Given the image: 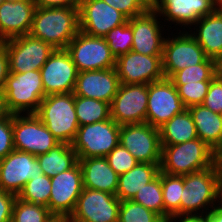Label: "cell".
Wrapping results in <instances>:
<instances>
[{
  "instance_id": "4",
  "label": "cell",
  "mask_w": 222,
  "mask_h": 222,
  "mask_svg": "<svg viewBox=\"0 0 222 222\" xmlns=\"http://www.w3.org/2000/svg\"><path fill=\"white\" fill-rule=\"evenodd\" d=\"M35 114L60 143L72 144L79 128L73 92L47 95Z\"/></svg>"
},
{
  "instance_id": "53",
  "label": "cell",
  "mask_w": 222,
  "mask_h": 222,
  "mask_svg": "<svg viewBox=\"0 0 222 222\" xmlns=\"http://www.w3.org/2000/svg\"><path fill=\"white\" fill-rule=\"evenodd\" d=\"M217 9H222V0H213Z\"/></svg>"
},
{
  "instance_id": "34",
  "label": "cell",
  "mask_w": 222,
  "mask_h": 222,
  "mask_svg": "<svg viewBox=\"0 0 222 222\" xmlns=\"http://www.w3.org/2000/svg\"><path fill=\"white\" fill-rule=\"evenodd\" d=\"M50 193L51 178L46 175L35 176L34 179L27 181L17 198L48 208Z\"/></svg>"
},
{
  "instance_id": "37",
  "label": "cell",
  "mask_w": 222,
  "mask_h": 222,
  "mask_svg": "<svg viewBox=\"0 0 222 222\" xmlns=\"http://www.w3.org/2000/svg\"><path fill=\"white\" fill-rule=\"evenodd\" d=\"M118 222H165L158 214L132 200L121 201Z\"/></svg>"
},
{
  "instance_id": "46",
  "label": "cell",
  "mask_w": 222,
  "mask_h": 222,
  "mask_svg": "<svg viewBox=\"0 0 222 222\" xmlns=\"http://www.w3.org/2000/svg\"><path fill=\"white\" fill-rule=\"evenodd\" d=\"M167 222H209V214L175 216Z\"/></svg>"
},
{
  "instance_id": "23",
  "label": "cell",
  "mask_w": 222,
  "mask_h": 222,
  "mask_svg": "<svg viewBox=\"0 0 222 222\" xmlns=\"http://www.w3.org/2000/svg\"><path fill=\"white\" fill-rule=\"evenodd\" d=\"M37 6L33 0L0 3V42L30 33Z\"/></svg>"
},
{
  "instance_id": "9",
  "label": "cell",
  "mask_w": 222,
  "mask_h": 222,
  "mask_svg": "<svg viewBox=\"0 0 222 222\" xmlns=\"http://www.w3.org/2000/svg\"><path fill=\"white\" fill-rule=\"evenodd\" d=\"M78 72L115 68L116 58L103 37L79 31L66 47Z\"/></svg>"
},
{
  "instance_id": "25",
  "label": "cell",
  "mask_w": 222,
  "mask_h": 222,
  "mask_svg": "<svg viewBox=\"0 0 222 222\" xmlns=\"http://www.w3.org/2000/svg\"><path fill=\"white\" fill-rule=\"evenodd\" d=\"M83 173V187L116 194L119 175L105 157L78 159Z\"/></svg>"
},
{
  "instance_id": "3",
  "label": "cell",
  "mask_w": 222,
  "mask_h": 222,
  "mask_svg": "<svg viewBox=\"0 0 222 222\" xmlns=\"http://www.w3.org/2000/svg\"><path fill=\"white\" fill-rule=\"evenodd\" d=\"M161 147L160 171L169 175H188L211 167L216 160V152L200 138Z\"/></svg>"
},
{
  "instance_id": "15",
  "label": "cell",
  "mask_w": 222,
  "mask_h": 222,
  "mask_svg": "<svg viewBox=\"0 0 222 222\" xmlns=\"http://www.w3.org/2000/svg\"><path fill=\"white\" fill-rule=\"evenodd\" d=\"M83 189V173L79 162L71 169L51 177L50 213L69 218Z\"/></svg>"
},
{
  "instance_id": "13",
  "label": "cell",
  "mask_w": 222,
  "mask_h": 222,
  "mask_svg": "<svg viewBox=\"0 0 222 222\" xmlns=\"http://www.w3.org/2000/svg\"><path fill=\"white\" fill-rule=\"evenodd\" d=\"M186 109L177 88L169 78L164 77L148 84L146 123L159 129L173 116Z\"/></svg>"
},
{
  "instance_id": "11",
  "label": "cell",
  "mask_w": 222,
  "mask_h": 222,
  "mask_svg": "<svg viewBox=\"0 0 222 222\" xmlns=\"http://www.w3.org/2000/svg\"><path fill=\"white\" fill-rule=\"evenodd\" d=\"M119 144L138 162L161 164L160 131L146 122L121 125Z\"/></svg>"
},
{
  "instance_id": "42",
  "label": "cell",
  "mask_w": 222,
  "mask_h": 222,
  "mask_svg": "<svg viewBox=\"0 0 222 222\" xmlns=\"http://www.w3.org/2000/svg\"><path fill=\"white\" fill-rule=\"evenodd\" d=\"M108 5L119 10L128 19L144 14L147 10L138 0H102Z\"/></svg>"
},
{
  "instance_id": "20",
  "label": "cell",
  "mask_w": 222,
  "mask_h": 222,
  "mask_svg": "<svg viewBox=\"0 0 222 222\" xmlns=\"http://www.w3.org/2000/svg\"><path fill=\"white\" fill-rule=\"evenodd\" d=\"M128 23L133 31L132 51L148 56L163 54L166 25L155 10L128 19Z\"/></svg>"
},
{
  "instance_id": "31",
  "label": "cell",
  "mask_w": 222,
  "mask_h": 222,
  "mask_svg": "<svg viewBox=\"0 0 222 222\" xmlns=\"http://www.w3.org/2000/svg\"><path fill=\"white\" fill-rule=\"evenodd\" d=\"M75 111L79 126L111 118L110 103L93 98L75 96Z\"/></svg>"
},
{
  "instance_id": "47",
  "label": "cell",
  "mask_w": 222,
  "mask_h": 222,
  "mask_svg": "<svg viewBox=\"0 0 222 222\" xmlns=\"http://www.w3.org/2000/svg\"><path fill=\"white\" fill-rule=\"evenodd\" d=\"M209 222H222V202L210 210Z\"/></svg>"
},
{
  "instance_id": "10",
  "label": "cell",
  "mask_w": 222,
  "mask_h": 222,
  "mask_svg": "<svg viewBox=\"0 0 222 222\" xmlns=\"http://www.w3.org/2000/svg\"><path fill=\"white\" fill-rule=\"evenodd\" d=\"M7 49L10 72L40 70L55 49L30 34L2 42Z\"/></svg>"
},
{
  "instance_id": "16",
  "label": "cell",
  "mask_w": 222,
  "mask_h": 222,
  "mask_svg": "<svg viewBox=\"0 0 222 222\" xmlns=\"http://www.w3.org/2000/svg\"><path fill=\"white\" fill-rule=\"evenodd\" d=\"M120 84H150L164 78L162 55H144L129 51L116 58Z\"/></svg>"
},
{
  "instance_id": "40",
  "label": "cell",
  "mask_w": 222,
  "mask_h": 222,
  "mask_svg": "<svg viewBox=\"0 0 222 222\" xmlns=\"http://www.w3.org/2000/svg\"><path fill=\"white\" fill-rule=\"evenodd\" d=\"M213 112L222 115V78L217 75L211 80L208 92L202 103Z\"/></svg>"
},
{
  "instance_id": "52",
  "label": "cell",
  "mask_w": 222,
  "mask_h": 222,
  "mask_svg": "<svg viewBox=\"0 0 222 222\" xmlns=\"http://www.w3.org/2000/svg\"><path fill=\"white\" fill-rule=\"evenodd\" d=\"M216 75L222 78V56L216 60Z\"/></svg>"
},
{
  "instance_id": "5",
  "label": "cell",
  "mask_w": 222,
  "mask_h": 222,
  "mask_svg": "<svg viewBox=\"0 0 222 222\" xmlns=\"http://www.w3.org/2000/svg\"><path fill=\"white\" fill-rule=\"evenodd\" d=\"M2 95L11 114L36 113L46 97L40 70L10 72Z\"/></svg>"
},
{
  "instance_id": "21",
  "label": "cell",
  "mask_w": 222,
  "mask_h": 222,
  "mask_svg": "<svg viewBox=\"0 0 222 222\" xmlns=\"http://www.w3.org/2000/svg\"><path fill=\"white\" fill-rule=\"evenodd\" d=\"M215 9L213 0H158L155 11L165 25L168 23L167 31L172 29V24H175L173 27L177 30L182 28L186 31V28L189 30L200 17L211 14Z\"/></svg>"
},
{
  "instance_id": "27",
  "label": "cell",
  "mask_w": 222,
  "mask_h": 222,
  "mask_svg": "<svg viewBox=\"0 0 222 222\" xmlns=\"http://www.w3.org/2000/svg\"><path fill=\"white\" fill-rule=\"evenodd\" d=\"M160 172V164L138 162L130 171L119 176L116 197L120 201L132 200L136 193L154 180Z\"/></svg>"
},
{
  "instance_id": "41",
  "label": "cell",
  "mask_w": 222,
  "mask_h": 222,
  "mask_svg": "<svg viewBox=\"0 0 222 222\" xmlns=\"http://www.w3.org/2000/svg\"><path fill=\"white\" fill-rule=\"evenodd\" d=\"M14 150L13 145V114L0 121V160Z\"/></svg>"
},
{
  "instance_id": "6",
  "label": "cell",
  "mask_w": 222,
  "mask_h": 222,
  "mask_svg": "<svg viewBox=\"0 0 222 222\" xmlns=\"http://www.w3.org/2000/svg\"><path fill=\"white\" fill-rule=\"evenodd\" d=\"M120 128L112 118L79 126L71 146L78 159L106 157L119 144Z\"/></svg>"
},
{
  "instance_id": "39",
  "label": "cell",
  "mask_w": 222,
  "mask_h": 222,
  "mask_svg": "<svg viewBox=\"0 0 222 222\" xmlns=\"http://www.w3.org/2000/svg\"><path fill=\"white\" fill-rule=\"evenodd\" d=\"M109 166L120 176L130 171L138 161L121 144H118L106 157Z\"/></svg>"
},
{
  "instance_id": "51",
  "label": "cell",
  "mask_w": 222,
  "mask_h": 222,
  "mask_svg": "<svg viewBox=\"0 0 222 222\" xmlns=\"http://www.w3.org/2000/svg\"><path fill=\"white\" fill-rule=\"evenodd\" d=\"M44 222H69L68 218L61 216V215H51L48 219Z\"/></svg>"
},
{
  "instance_id": "49",
  "label": "cell",
  "mask_w": 222,
  "mask_h": 222,
  "mask_svg": "<svg viewBox=\"0 0 222 222\" xmlns=\"http://www.w3.org/2000/svg\"><path fill=\"white\" fill-rule=\"evenodd\" d=\"M217 168L219 171L220 184L222 188V148L216 152V160Z\"/></svg>"
},
{
  "instance_id": "45",
  "label": "cell",
  "mask_w": 222,
  "mask_h": 222,
  "mask_svg": "<svg viewBox=\"0 0 222 222\" xmlns=\"http://www.w3.org/2000/svg\"><path fill=\"white\" fill-rule=\"evenodd\" d=\"M37 7H79L81 0H33Z\"/></svg>"
},
{
  "instance_id": "38",
  "label": "cell",
  "mask_w": 222,
  "mask_h": 222,
  "mask_svg": "<svg viewBox=\"0 0 222 222\" xmlns=\"http://www.w3.org/2000/svg\"><path fill=\"white\" fill-rule=\"evenodd\" d=\"M211 81H199L187 83L184 85H174L177 88L178 95L185 107L200 105L204 102Z\"/></svg>"
},
{
  "instance_id": "19",
  "label": "cell",
  "mask_w": 222,
  "mask_h": 222,
  "mask_svg": "<svg viewBox=\"0 0 222 222\" xmlns=\"http://www.w3.org/2000/svg\"><path fill=\"white\" fill-rule=\"evenodd\" d=\"M40 73L45 96L74 91L78 71L66 49H55Z\"/></svg>"
},
{
  "instance_id": "26",
  "label": "cell",
  "mask_w": 222,
  "mask_h": 222,
  "mask_svg": "<svg viewBox=\"0 0 222 222\" xmlns=\"http://www.w3.org/2000/svg\"><path fill=\"white\" fill-rule=\"evenodd\" d=\"M192 115L198 138L215 152L222 148V115L204 105L188 108Z\"/></svg>"
},
{
  "instance_id": "28",
  "label": "cell",
  "mask_w": 222,
  "mask_h": 222,
  "mask_svg": "<svg viewBox=\"0 0 222 222\" xmlns=\"http://www.w3.org/2000/svg\"><path fill=\"white\" fill-rule=\"evenodd\" d=\"M161 145H175L198 138L188 109L173 116L159 128Z\"/></svg>"
},
{
  "instance_id": "44",
  "label": "cell",
  "mask_w": 222,
  "mask_h": 222,
  "mask_svg": "<svg viewBox=\"0 0 222 222\" xmlns=\"http://www.w3.org/2000/svg\"><path fill=\"white\" fill-rule=\"evenodd\" d=\"M9 59L7 54L6 46L0 42V93L4 89V85L9 75Z\"/></svg>"
},
{
  "instance_id": "54",
  "label": "cell",
  "mask_w": 222,
  "mask_h": 222,
  "mask_svg": "<svg viewBox=\"0 0 222 222\" xmlns=\"http://www.w3.org/2000/svg\"><path fill=\"white\" fill-rule=\"evenodd\" d=\"M6 2H19V1H23V0H4Z\"/></svg>"
},
{
  "instance_id": "18",
  "label": "cell",
  "mask_w": 222,
  "mask_h": 222,
  "mask_svg": "<svg viewBox=\"0 0 222 222\" xmlns=\"http://www.w3.org/2000/svg\"><path fill=\"white\" fill-rule=\"evenodd\" d=\"M78 9L80 31L90 36L104 38L128 21L124 14L102 0H81Z\"/></svg>"
},
{
  "instance_id": "17",
  "label": "cell",
  "mask_w": 222,
  "mask_h": 222,
  "mask_svg": "<svg viewBox=\"0 0 222 222\" xmlns=\"http://www.w3.org/2000/svg\"><path fill=\"white\" fill-rule=\"evenodd\" d=\"M33 154L13 150L0 160V189L18 195L24 185L35 176H43Z\"/></svg>"
},
{
  "instance_id": "29",
  "label": "cell",
  "mask_w": 222,
  "mask_h": 222,
  "mask_svg": "<svg viewBox=\"0 0 222 222\" xmlns=\"http://www.w3.org/2000/svg\"><path fill=\"white\" fill-rule=\"evenodd\" d=\"M36 158L44 175L50 178L71 169L78 162L77 153L67 143H59Z\"/></svg>"
},
{
  "instance_id": "12",
  "label": "cell",
  "mask_w": 222,
  "mask_h": 222,
  "mask_svg": "<svg viewBox=\"0 0 222 222\" xmlns=\"http://www.w3.org/2000/svg\"><path fill=\"white\" fill-rule=\"evenodd\" d=\"M121 201L114 194L84 188L69 222H118Z\"/></svg>"
},
{
  "instance_id": "7",
  "label": "cell",
  "mask_w": 222,
  "mask_h": 222,
  "mask_svg": "<svg viewBox=\"0 0 222 222\" xmlns=\"http://www.w3.org/2000/svg\"><path fill=\"white\" fill-rule=\"evenodd\" d=\"M176 31L173 34L169 30L163 44L162 70L165 78H170L186 67L201 64L207 58L202 47L187 30Z\"/></svg>"
},
{
  "instance_id": "32",
  "label": "cell",
  "mask_w": 222,
  "mask_h": 222,
  "mask_svg": "<svg viewBox=\"0 0 222 222\" xmlns=\"http://www.w3.org/2000/svg\"><path fill=\"white\" fill-rule=\"evenodd\" d=\"M216 76V60L206 58L201 64L175 72L169 79L174 85L211 81Z\"/></svg>"
},
{
  "instance_id": "35",
  "label": "cell",
  "mask_w": 222,
  "mask_h": 222,
  "mask_svg": "<svg viewBox=\"0 0 222 222\" xmlns=\"http://www.w3.org/2000/svg\"><path fill=\"white\" fill-rule=\"evenodd\" d=\"M52 214L46 206L16 198L11 222H44Z\"/></svg>"
},
{
  "instance_id": "33",
  "label": "cell",
  "mask_w": 222,
  "mask_h": 222,
  "mask_svg": "<svg viewBox=\"0 0 222 222\" xmlns=\"http://www.w3.org/2000/svg\"><path fill=\"white\" fill-rule=\"evenodd\" d=\"M132 201L141 204L145 208L155 212L164 220V202L161 184V171L154 180L146 184L144 188L136 193Z\"/></svg>"
},
{
  "instance_id": "48",
  "label": "cell",
  "mask_w": 222,
  "mask_h": 222,
  "mask_svg": "<svg viewBox=\"0 0 222 222\" xmlns=\"http://www.w3.org/2000/svg\"><path fill=\"white\" fill-rule=\"evenodd\" d=\"M11 113L8 111L4 96L0 93V121L5 120Z\"/></svg>"
},
{
  "instance_id": "14",
  "label": "cell",
  "mask_w": 222,
  "mask_h": 222,
  "mask_svg": "<svg viewBox=\"0 0 222 222\" xmlns=\"http://www.w3.org/2000/svg\"><path fill=\"white\" fill-rule=\"evenodd\" d=\"M148 84H120L111 104V118L118 125L146 122Z\"/></svg>"
},
{
  "instance_id": "50",
  "label": "cell",
  "mask_w": 222,
  "mask_h": 222,
  "mask_svg": "<svg viewBox=\"0 0 222 222\" xmlns=\"http://www.w3.org/2000/svg\"><path fill=\"white\" fill-rule=\"evenodd\" d=\"M146 10H155L158 0H138Z\"/></svg>"
},
{
  "instance_id": "24",
  "label": "cell",
  "mask_w": 222,
  "mask_h": 222,
  "mask_svg": "<svg viewBox=\"0 0 222 222\" xmlns=\"http://www.w3.org/2000/svg\"><path fill=\"white\" fill-rule=\"evenodd\" d=\"M193 29V30H192ZM208 58L222 56V9L200 17L188 30Z\"/></svg>"
},
{
  "instance_id": "22",
  "label": "cell",
  "mask_w": 222,
  "mask_h": 222,
  "mask_svg": "<svg viewBox=\"0 0 222 222\" xmlns=\"http://www.w3.org/2000/svg\"><path fill=\"white\" fill-rule=\"evenodd\" d=\"M119 85L115 68L78 72L73 94L111 104Z\"/></svg>"
},
{
  "instance_id": "43",
  "label": "cell",
  "mask_w": 222,
  "mask_h": 222,
  "mask_svg": "<svg viewBox=\"0 0 222 222\" xmlns=\"http://www.w3.org/2000/svg\"><path fill=\"white\" fill-rule=\"evenodd\" d=\"M17 195L0 189V222H11Z\"/></svg>"
},
{
  "instance_id": "2",
  "label": "cell",
  "mask_w": 222,
  "mask_h": 222,
  "mask_svg": "<svg viewBox=\"0 0 222 222\" xmlns=\"http://www.w3.org/2000/svg\"><path fill=\"white\" fill-rule=\"evenodd\" d=\"M180 216L205 215L222 202V188L216 162L206 169L184 175Z\"/></svg>"
},
{
  "instance_id": "8",
  "label": "cell",
  "mask_w": 222,
  "mask_h": 222,
  "mask_svg": "<svg viewBox=\"0 0 222 222\" xmlns=\"http://www.w3.org/2000/svg\"><path fill=\"white\" fill-rule=\"evenodd\" d=\"M60 142L35 113L13 114L14 149L38 156Z\"/></svg>"
},
{
  "instance_id": "36",
  "label": "cell",
  "mask_w": 222,
  "mask_h": 222,
  "mask_svg": "<svg viewBox=\"0 0 222 222\" xmlns=\"http://www.w3.org/2000/svg\"><path fill=\"white\" fill-rule=\"evenodd\" d=\"M105 41L115 56H119L128 53L132 49L133 43V31L128 21L120 26L115 27L104 37Z\"/></svg>"
},
{
  "instance_id": "1",
  "label": "cell",
  "mask_w": 222,
  "mask_h": 222,
  "mask_svg": "<svg viewBox=\"0 0 222 222\" xmlns=\"http://www.w3.org/2000/svg\"><path fill=\"white\" fill-rule=\"evenodd\" d=\"M78 8L37 7L29 34L54 49H66L80 31Z\"/></svg>"
},
{
  "instance_id": "30",
  "label": "cell",
  "mask_w": 222,
  "mask_h": 222,
  "mask_svg": "<svg viewBox=\"0 0 222 222\" xmlns=\"http://www.w3.org/2000/svg\"><path fill=\"white\" fill-rule=\"evenodd\" d=\"M161 184L164 202V221L180 216V200L183 195L184 175H169L161 172Z\"/></svg>"
}]
</instances>
